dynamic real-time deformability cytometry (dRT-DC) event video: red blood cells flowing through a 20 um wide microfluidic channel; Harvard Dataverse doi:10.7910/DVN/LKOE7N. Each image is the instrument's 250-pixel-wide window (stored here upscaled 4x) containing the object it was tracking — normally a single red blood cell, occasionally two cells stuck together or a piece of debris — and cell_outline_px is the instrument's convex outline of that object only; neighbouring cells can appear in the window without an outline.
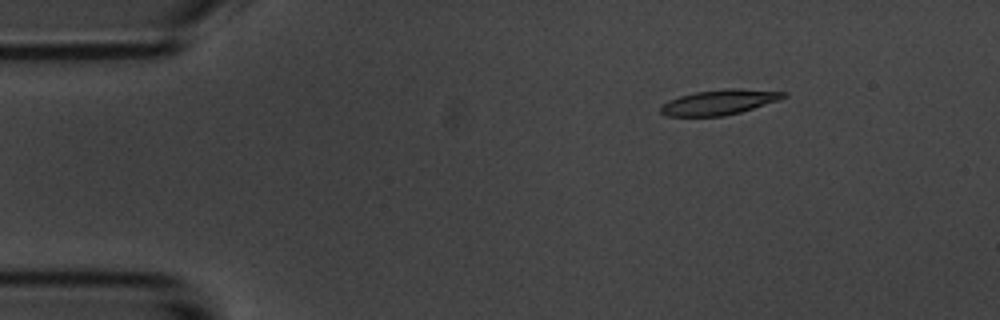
{"species": "common noctule bat (a hibernating species)", "species_latin": "Nyctalus noctula", "temperature_condition": "room temperature", "stored_images_in_passage": 15, "camera_frame_rate_fps": 3000, "um_per_image_px": 0.085, "animal": {"sex": "male", "body_mass_g": 20.1, "forearm_length_mm": 53.5}, "frame": {"image": 1, "passage_image": 3, "time_ms": 2.333, "image_size_px": [1000, 320], "cell_outline_px": [[788, 96], [780, 100], [740, 112], [724, 116], [668, 116], [660, 112], [660, 104], [668, 100], [680, 96], [696, 92], [724, 88], [740, 88], [788, 92]], "centroid_in_image_um": [61.16, 8.67], "position_along_channel_um": 23.8, "area_um2": 18.15}}
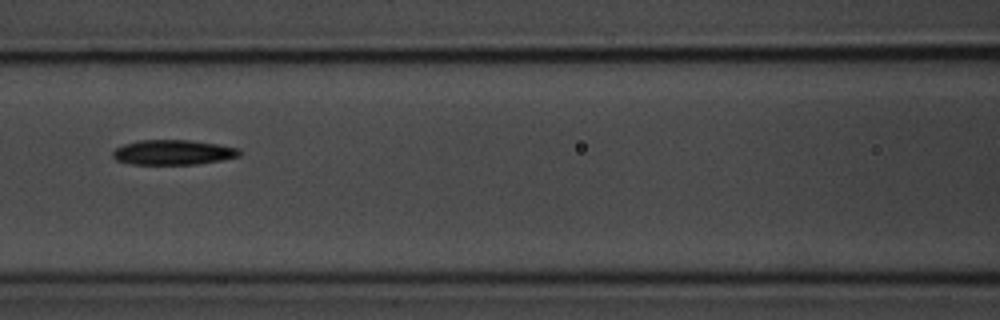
{"frame": {"image": 2, "passage_image": 7, "time_ms": 7.667, "image_size_px": [1000, 320], "cell_outline_px": [[240, 156], [224, 160], [196, 164], [132, 164], [116, 160], [112, 156], [112, 152], [116, 148], [124, 144], [140, 140], [192, 140], [240, 148]], "centroid_in_image_um": [14.73, 12.95], "position_along_channel_um": 151.9, "area_um2": 18.44}}
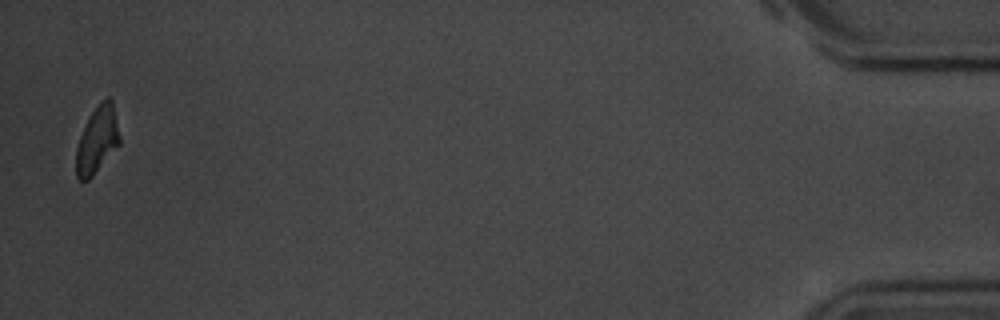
{"frame": {"image": 3, "passage_image": 15, "time_ms": 17.667, "image_size_px": [1000, 320], "cell_outline_px": [[120, 144], [92, 176], [88, 180], [80, 180], [76, 176], [76, 148], [80, 136], [92, 112], [100, 100], [108, 96], [112, 100], [120, 136]], "centroid_in_image_um": [8.27, 11.88], "position_along_channel_um": 426.9, "area_um2": 16.76}, "authors_computed_cell_mechanics": {"area_um2": 18.1492, "velocity_mm_per_s": 3.6619, "shape_relaxation_time_tau1_ms": 3.6093, "shape_relaxation_time_tau2_ms": 4.0395, "deformation_change_tau1": 0.1163, "deformation_change_tau2": 0.0886}}